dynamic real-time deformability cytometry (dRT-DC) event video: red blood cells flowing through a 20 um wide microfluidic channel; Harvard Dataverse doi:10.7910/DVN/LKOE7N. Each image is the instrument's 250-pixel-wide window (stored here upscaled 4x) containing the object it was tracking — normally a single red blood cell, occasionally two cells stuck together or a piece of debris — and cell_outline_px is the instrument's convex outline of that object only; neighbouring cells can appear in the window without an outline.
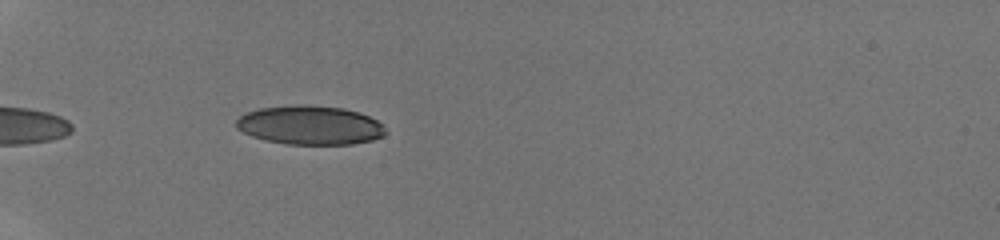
{"species": "human", "species_latin": "Homo sapiens", "temperature_condition": "room temperature", "stored_images_in_passage": 14, "camera_frame_rate_fps": 3000, "um_per_image_px": 0.085, "donor": {"sex": "male"}, "frame": {"image": 1, "passage_image": 1, "time_ms": 0.0, "image_size_px": [1000, 240], "cell_outline_px": [[388, 132], [384, 136], [372, 140], [352, 144], [284, 144], [264, 140], [252, 136], [236, 128], [236, 120], [240, 116], [248, 112], [260, 108], [292, 104], [304, 104], [344, 108], [360, 112], [384, 124]], "centroid_in_image_um": [26.38, 10.63], "position_along_channel_um": 58.6, "area_um2": 34.28}}
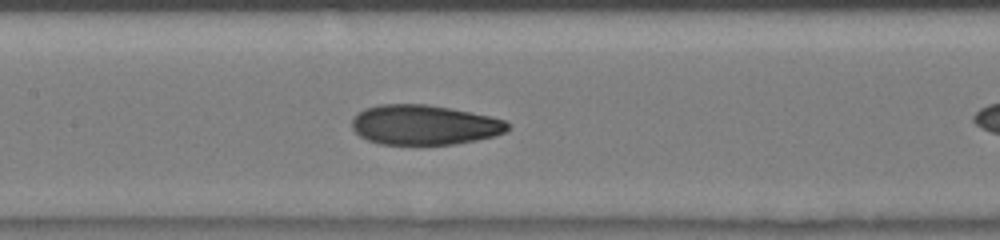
{"frame": {"image": 2, "passage_image": 7, "time_ms": 2.0, "image_size_px": [1000, 240], "cell_outline_px": [[512, 128], [496, 136], [476, 140], [452, 144], [380, 144], [368, 140], [360, 136], [352, 128], [352, 120], [356, 112], [364, 108], [380, 104], [428, 104], [452, 108], [492, 116], [504, 120], [512, 124]], "centroid_in_image_um": [36.09, 10.6], "position_along_channel_um": 171.3, "area_um2": 36.59}}
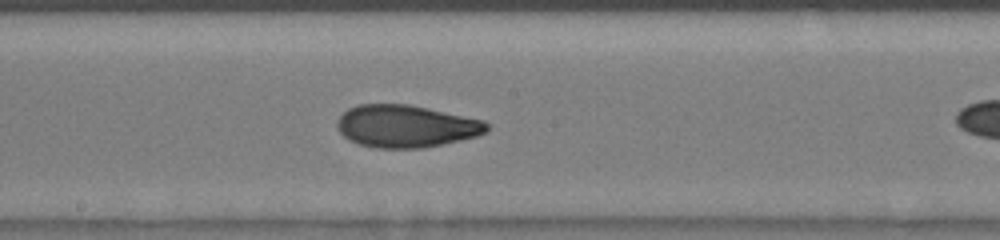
{"frame": {"image": 3, "passage_image": 10, "time_ms": 3.0, "image_size_px": [1000, 240], "cell_outline_px": [[488, 132], [476, 136], [460, 140], [424, 148], [376, 148], [360, 144], [348, 140], [336, 128], [336, 120], [348, 108], [360, 104], [408, 104], [428, 108], [484, 120], [488, 124]], "centroid_in_image_um": [34.49, 10.73], "position_along_channel_um": 213.7, "area_um2": 37.05}}